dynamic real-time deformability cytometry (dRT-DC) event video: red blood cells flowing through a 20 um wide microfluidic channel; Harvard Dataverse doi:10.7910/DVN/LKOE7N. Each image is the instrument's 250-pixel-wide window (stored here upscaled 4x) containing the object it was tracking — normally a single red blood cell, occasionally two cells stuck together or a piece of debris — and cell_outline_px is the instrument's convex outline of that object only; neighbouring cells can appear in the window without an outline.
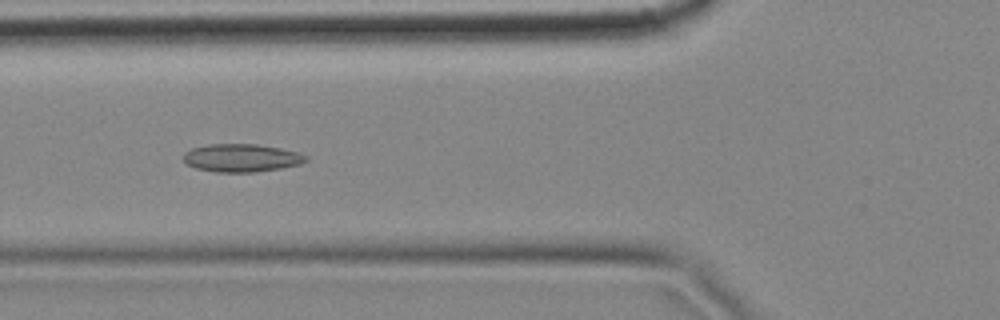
{"species": "common noctule bat (a hibernating species)", "species_latin": "Nyctalus noctula", "temperature_condition": "cold", "stored_images_in_passage": 14, "camera_frame_rate_fps": 3000, "um_per_image_px": 0.085, "animal": {"sex": "female", "body_mass_g": 18.4}, "frame": {"image": 1, "passage_image": 5, "time_ms": 1.333, "image_size_px": [1000, 320], "cell_outline_px": [[308, 160], [300, 164], [280, 168], [256, 172], [216, 172], [196, 168], [184, 164], [184, 152], [192, 148], [208, 144], [256, 144], [280, 148], [296, 152], [308, 156]], "centroid_in_image_um": [20.5, 13.42], "position_along_channel_um": 105.3, "area_um2": 20.0}}